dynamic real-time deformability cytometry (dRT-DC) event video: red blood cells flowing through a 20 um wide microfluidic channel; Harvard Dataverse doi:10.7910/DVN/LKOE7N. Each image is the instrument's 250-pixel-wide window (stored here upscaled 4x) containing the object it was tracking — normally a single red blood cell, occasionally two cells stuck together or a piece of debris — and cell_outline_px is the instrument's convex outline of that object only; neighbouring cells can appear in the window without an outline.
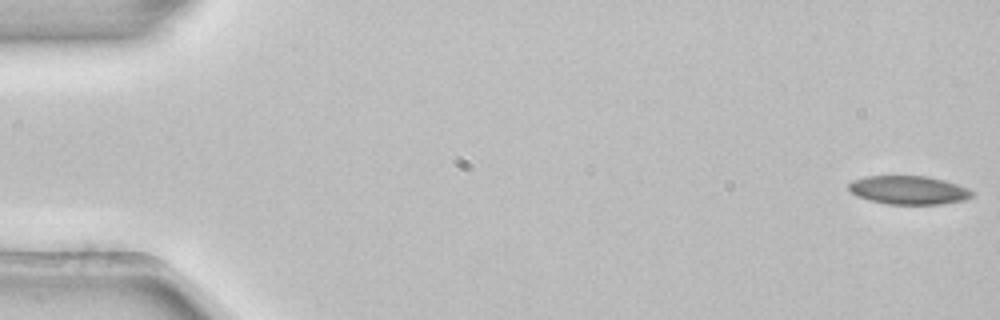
{"species": "common noctule bat (a hibernating species)", "species_latin": "Nyctalus noctula", "temperature_condition": "room temperature", "stored_images_in_passage": 11, "camera_frame_rate_fps": 3000, "um_per_image_px": 0.085, "animal": {"sex": "female", "body_mass_g": 22.7, "forearm_length_mm": 54.2}, "frame": {"image": 1, "passage_image": 1, "time_ms": 0.0, "image_size_px": [1000, 320], "cell_outline_px": [[976, 192], [972, 196], [964, 200], [940, 204], [888, 204], [868, 200], [856, 196], [848, 188], [848, 184], [852, 180], [864, 176], [928, 176], [944, 180], [968, 188]], "centroid_in_image_um": [77.22, 16.15], "position_along_channel_um": 7.8, "area_um2": 20.63}}